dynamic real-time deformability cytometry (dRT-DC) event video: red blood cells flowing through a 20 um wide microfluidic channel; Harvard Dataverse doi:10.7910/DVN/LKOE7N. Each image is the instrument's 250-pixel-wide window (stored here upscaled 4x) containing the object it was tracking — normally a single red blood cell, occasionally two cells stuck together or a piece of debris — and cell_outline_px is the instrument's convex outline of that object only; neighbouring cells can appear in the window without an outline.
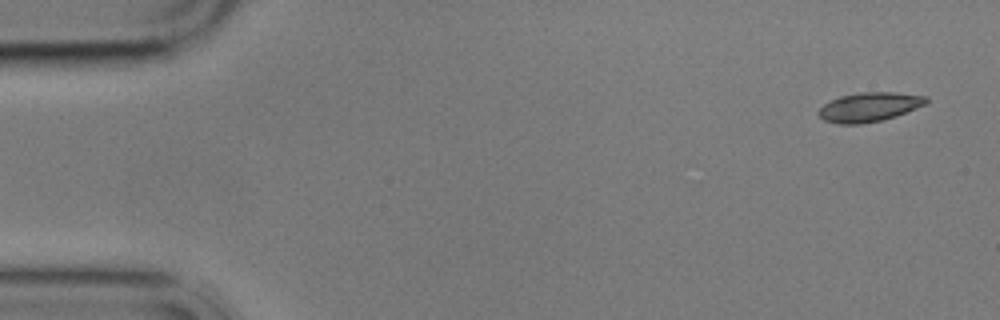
{"species": "common noctule bat (a hibernating species)", "species_latin": "Nyctalus noctula", "temperature_condition": "cold", "stored_images_in_passage": 4, "camera_frame_rate_fps": 3000, "um_per_image_px": 0.085, "animal": {"sex": "male", "body_mass_g": 17.9}, "frame": {"image": 1, "passage_image": 1, "time_ms": 0.0, "image_size_px": [1000, 320], "cell_outline_px": [[928, 100], [924, 104], [916, 108], [896, 116], [884, 120], [860, 124], [836, 124], [824, 120], [816, 112], [824, 104], [840, 96], [860, 92], [896, 92], [928, 96]], "centroid_in_image_um": [73.88, 9.1], "position_along_channel_um": 11.1, "area_um2": 18.38}}
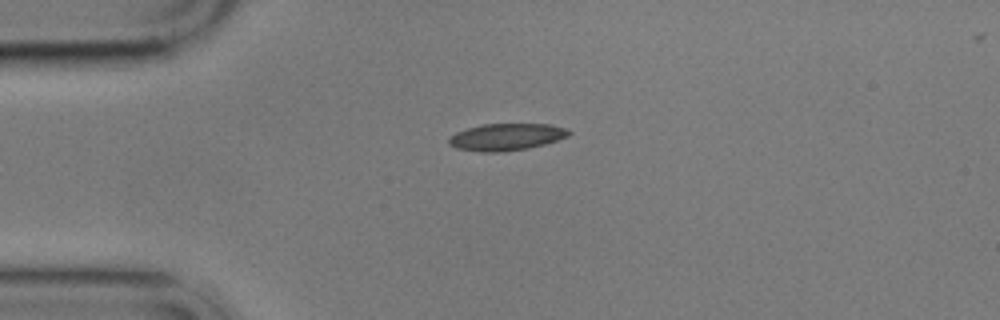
{"frame": {"image": 2, "passage_image": 3, "time_ms": 3.667, "image_size_px": [1000, 320], "cell_outline_px": [[572, 132], [568, 136], [544, 144], [528, 148], [504, 152], [480, 152], [456, 148], [448, 144], [448, 136], [456, 132], [468, 128], [484, 124], [552, 124], [568, 128]], "centroid_in_image_um": [43.03, 11.64], "position_along_channel_um": 42.0, "area_um2": 19.02}}